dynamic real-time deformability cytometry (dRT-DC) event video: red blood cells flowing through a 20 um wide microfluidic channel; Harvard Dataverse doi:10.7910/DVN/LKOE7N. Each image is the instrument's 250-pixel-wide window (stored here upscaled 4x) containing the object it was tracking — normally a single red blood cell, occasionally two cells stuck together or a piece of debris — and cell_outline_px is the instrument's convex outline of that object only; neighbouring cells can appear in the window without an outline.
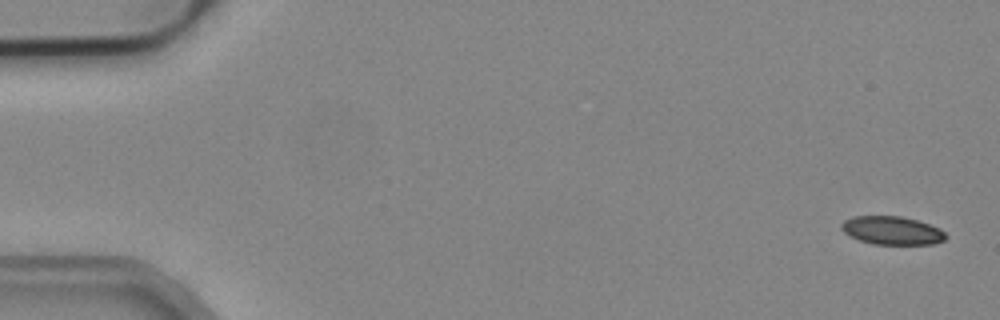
{"species": "common noctule bat (a hibernating species)", "species_latin": "Nyctalus noctula", "temperature_condition": "cold", "stored_images_in_passage": 5, "camera_frame_rate_fps": 3000, "um_per_image_px": 0.085, "animal": {"sex": "male", "body_mass_g": 19.2, "forearm_length_mm": 51.8}, "frame": {"image": 1, "passage_image": 1, "time_ms": 0.0, "image_size_px": [1000, 320], "cell_outline_px": [[948, 236], [944, 240], [932, 244], [872, 244], [860, 240], [844, 232], [840, 228], [840, 224], [844, 220], [852, 216], [900, 216], [916, 220], [940, 228]], "centroid_in_image_um": [75.81, 19.58], "position_along_channel_um": 9.2, "area_um2": 17.17}}
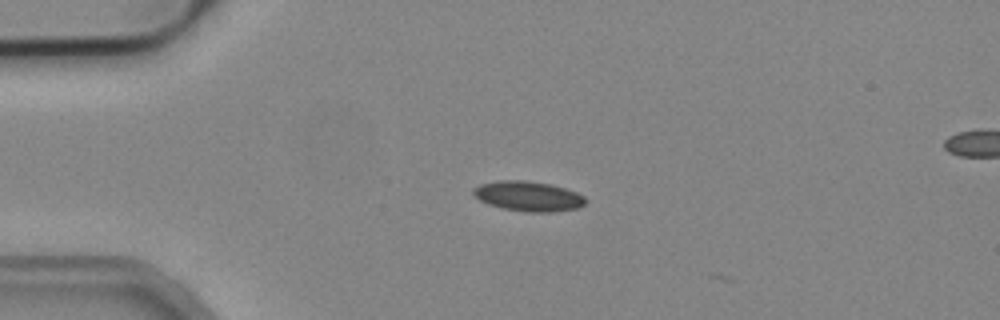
{"frame": {"image": 2, "passage_image": 4, "time_ms": 1.0, "image_size_px": [1000, 320], "cell_outline_px": [[588, 200], [584, 204], [576, 208], [548, 212], [528, 212], [504, 208], [488, 204], [472, 196], [472, 188], [480, 184], [500, 180], [524, 180], [552, 184], [576, 192], [584, 196]], "centroid_in_image_um": [44.87, 16.66], "position_along_channel_um": 40.1, "area_um2": 19.59}}